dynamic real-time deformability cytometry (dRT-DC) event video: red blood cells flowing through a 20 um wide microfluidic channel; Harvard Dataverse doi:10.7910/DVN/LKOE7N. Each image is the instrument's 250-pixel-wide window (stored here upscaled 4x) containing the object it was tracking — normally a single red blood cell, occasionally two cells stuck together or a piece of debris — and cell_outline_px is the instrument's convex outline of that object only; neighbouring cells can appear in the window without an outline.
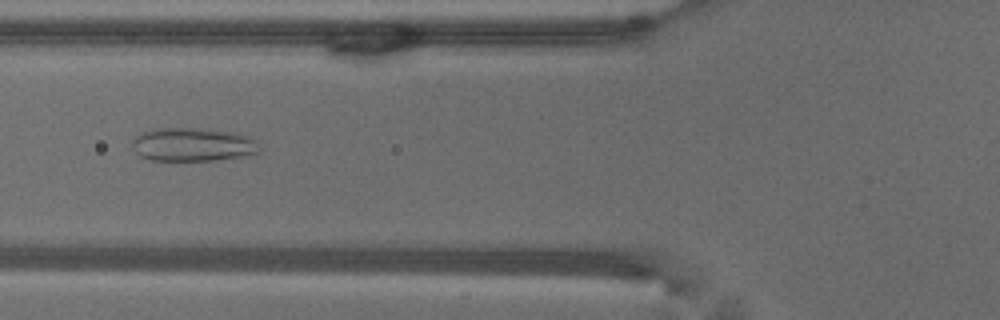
{"species": "common noctule bat (a hibernating species)", "species_latin": "Nyctalus noctula", "temperature_condition": "warm", "stored_images_in_passage": 53, "camera_frame_rate_fps": 3000, "um_per_image_px": 0.085, "animal": {"sex": "male", "body_mass_g": 18.8}, "frame": {"image": 1, "passage_image": 20, "time_ms": 6.333, "image_size_px": [1000, 320], "cell_outline_px": [[260, 152], [240, 156], [216, 160], [152, 160], [140, 156], [132, 148], [132, 140], [140, 132], [160, 128], [208, 128], [232, 132], [256, 140], [260, 148]], "centroid_in_image_um": [16.36, 12.28], "position_along_channel_um": 109.4, "area_um2": 24.8}}
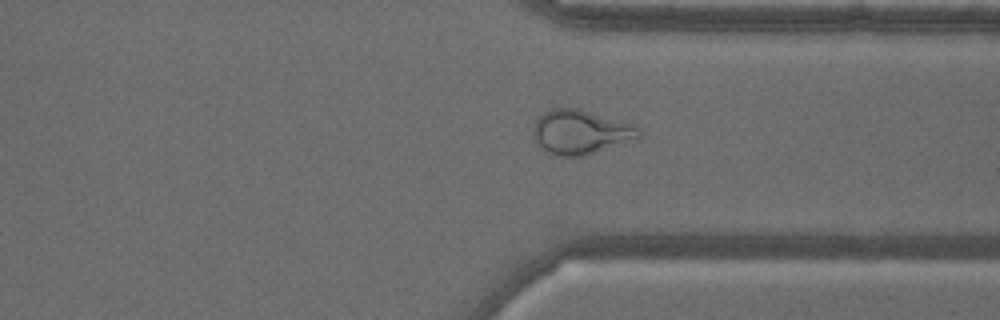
{"frame": {"image": 2, "passage_image": 40, "time_ms": 13.0, "image_size_px": [1000, 320], "cell_outline_px": [[640, 136], [584, 156], [552, 156], [544, 152], [536, 144], [532, 136], [532, 128], [536, 120], [544, 112], [552, 108], [580, 108], [636, 124], [640, 128]], "centroid_in_image_um": [49.28, 11.21], "position_along_channel_um": 362.1, "area_um2": 27.57}}
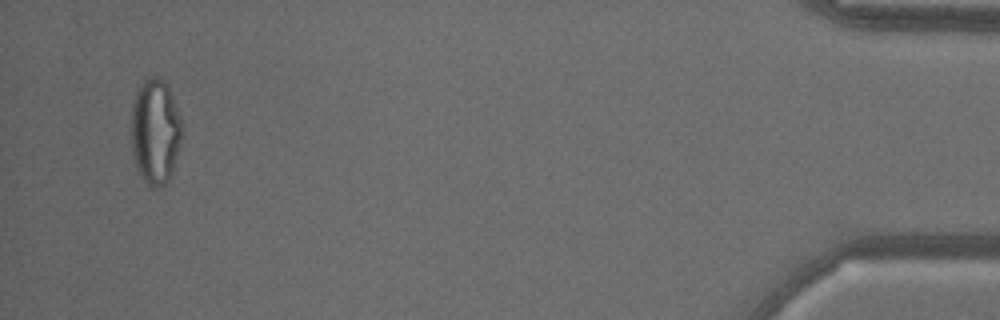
{"frame": {"image": 3, "passage_image": 51, "time_ms": 16.667, "image_size_px": [1000, 320], "cell_outline_px": [[180, 144], [172, 176], [164, 184], [156, 188], [148, 188], [140, 176], [136, 168], [132, 152], [132, 104], [136, 88], [144, 80], [152, 76], [160, 76], [168, 84], [180, 116]], "centroid_in_image_um": [13.18, 11.19], "position_along_channel_um": 422.0, "area_um2": 31.56}, "authors_computed_cell_mechanics": {"area_um2": 28.7266, "velocity_mm_per_s": 3.7942, "shape_relaxation_time_tau1_ms": null, "shape_relaxation_time_tau2_ms": 0.8171, "deformation_change_tau1": null, "deformation_change_tau2": 0.0958}}